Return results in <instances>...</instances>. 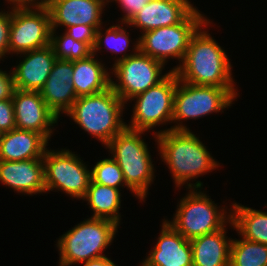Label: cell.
<instances>
[{
	"label": "cell",
	"mask_w": 267,
	"mask_h": 266,
	"mask_svg": "<svg viewBox=\"0 0 267 266\" xmlns=\"http://www.w3.org/2000/svg\"><path fill=\"white\" fill-rule=\"evenodd\" d=\"M209 20L192 36L182 64L171 70L182 82L194 85L235 87L228 55L208 31L203 30L205 26L212 23Z\"/></svg>",
	"instance_id": "7a4b0ae2"
},
{
	"label": "cell",
	"mask_w": 267,
	"mask_h": 266,
	"mask_svg": "<svg viewBox=\"0 0 267 266\" xmlns=\"http://www.w3.org/2000/svg\"><path fill=\"white\" fill-rule=\"evenodd\" d=\"M23 60L12 70L15 89L40 91L49 77L56 55L52 46L20 54Z\"/></svg>",
	"instance_id": "d6986e66"
},
{
	"label": "cell",
	"mask_w": 267,
	"mask_h": 266,
	"mask_svg": "<svg viewBox=\"0 0 267 266\" xmlns=\"http://www.w3.org/2000/svg\"><path fill=\"white\" fill-rule=\"evenodd\" d=\"M2 135H3V132L0 131V140H1V138H2Z\"/></svg>",
	"instance_id": "8d00e7d4"
},
{
	"label": "cell",
	"mask_w": 267,
	"mask_h": 266,
	"mask_svg": "<svg viewBox=\"0 0 267 266\" xmlns=\"http://www.w3.org/2000/svg\"><path fill=\"white\" fill-rule=\"evenodd\" d=\"M157 244L140 266H193L190 240L163 220Z\"/></svg>",
	"instance_id": "2e32d148"
},
{
	"label": "cell",
	"mask_w": 267,
	"mask_h": 266,
	"mask_svg": "<svg viewBox=\"0 0 267 266\" xmlns=\"http://www.w3.org/2000/svg\"><path fill=\"white\" fill-rule=\"evenodd\" d=\"M164 65L138 50L130 57L113 64L110 70H113L118 83L111 79V87L127 104L131 98L156 86L168 76L172 70L163 75Z\"/></svg>",
	"instance_id": "30bf717a"
},
{
	"label": "cell",
	"mask_w": 267,
	"mask_h": 266,
	"mask_svg": "<svg viewBox=\"0 0 267 266\" xmlns=\"http://www.w3.org/2000/svg\"><path fill=\"white\" fill-rule=\"evenodd\" d=\"M118 224L90 217L63 234L57 242L59 266H72L99 258L111 245Z\"/></svg>",
	"instance_id": "5b68a950"
},
{
	"label": "cell",
	"mask_w": 267,
	"mask_h": 266,
	"mask_svg": "<svg viewBox=\"0 0 267 266\" xmlns=\"http://www.w3.org/2000/svg\"><path fill=\"white\" fill-rule=\"evenodd\" d=\"M12 102L16 128L37 132L49 141L59 118L48 108L40 91L15 89Z\"/></svg>",
	"instance_id": "4fadbf2b"
},
{
	"label": "cell",
	"mask_w": 267,
	"mask_h": 266,
	"mask_svg": "<svg viewBox=\"0 0 267 266\" xmlns=\"http://www.w3.org/2000/svg\"><path fill=\"white\" fill-rule=\"evenodd\" d=\"M237 95L234 87L194 85L179 80L174 93L172 117V122L174 121L177 125L165 131H189V128L182 124V120H195L213 112H223L222 110L233 104Z\"/></svg>",
	"instance_id": "8992f818"
},
{
	"label": "cell",
	"mask_w": 267,
	"mask_h": 266,
	"mask_svg": "<svg viewBox=\"0 0 267 266\" xmlns=\"http://www.w3.org/2000/svg\"><path fill=\"white\" fill-rule=\"evenodd\" d=\"M231 226L242 238L267 245V212L233 203Z\"/></svg>",
	"instance_id": "603a6c76"
},
{
	"label": "cell",
	"mask_w": 267,
	"mask_h": 266,
	"mask_svg": "<svg viewBox=\"0 0 267 266\" xmlns=\"http://www.w3.org/2000/svg\"><path fill=\"white\" fill-rule=\"evenodd\" d=\"M83 266H118L107 256L95 258L83 263Z\"/></svg>",
	"instance_id": "e575fe53"
},
{
	"label": "cell",
	"mask_w": 267,
	"mask_h": 266,
	"mask_svg": "<svg viewBox=\"0 0 267 266\" xmlns=\"http://www.w3.org/2000/svg\"><path fill=\"white\" fill-rule=\"evenodd\" d=\"M189 189L186 196L180 199L173 220H166L184 238L192 240L218 231L227 223H231V210L227 215L224 207L222 210L218 209L214 201L200 190L202 188Z\"/></svg>",
	"instance_id": "52a82bcc"
},
{
	"label": "cell",
	"mask_w": 267,
	"mask_h": 266,
	"mask_svg": "<svg viewBox=\"0 0 267 266\" xmlns=\"http://www.w3.org/2000/svg\"><path fill=\"white\" fill-rule=\"evenodd\" d=\"M208 20L196 8L181 22L142 33L139 50L166 64L168 59L183 61L190 40L196 31Z\"/></svg>",
	"instance_id": "ba28073f"
},
{
	"label": "cell",
	"mask_w": 267,
	"mask_h": 266,
	"mask_svg": "<svg viewBox=\"0 0 267 266\" xmlns=\"http://www.w3.org/2000/svg\"><path fill=\"white\" fill-rule=\"evenodd\" d=\"M13 7H39L45 6L47 0H6Z\"/></svg>",
	"instance_id": "836d02e7"
},
{
	"label": "cell",
	"mask_w": 267,
	"mask_h": 266,
	"mask_svg": "<svg viewBox=\"0 0 267 266\" xmlns=\"http://www.w3.org/2000/svg\"><path fill=\"white\" fill-rule=\"evenodd\" d=\"M106 1H107V3H109V2H112V1L114 2V1H116V0H106Z\"/></svg>",
	"instance_id": "d590c367"
},
{
	"label": "cell",
	"mask_w": 267,
	"mask_h": 266,
	"mask_svg": "<svg viewBox=\"0 0 267 266\" xmlns=\"http://www.w3.org/2000/svg\"><path fill=\"white\" fill-rule=\"evenodd\" d=\"M106 4V0H47L51 29L84 24L97 30L102 27L101 14Z\"/></svg>",
	"instance_id": "5bb4252c"
},
{
	"label": "cell",
	"mask_w": 267,
	"mask_h": 266,
	"mask_svg": "<svg viewBox=\"0 0 267 266\" xmlns=\"http://www.w3.org/2000/svg\"><path fill=\"white\" fill-rule=\"evenodd\" d=\"M45 189L63 191L75 199H83L91 181V170L68 149L48 150L43 155Z\"/></svg>",
	"instance_id": "9c48e42d"
},
{
	"label": "cell",
	"mask_w": 267,
	"mask_h": 266,
	"mask_svg": "<svg viewBox=\"0 0 267 266\" xmlns=\"http://www.w3.org/2000/svg\"><path fill=\"white\" fill-rule=\"evenodd\" d=\"M102 27H99L96 30V36H95V43L93 46V54L98 52L99 50H102V46L105 43V47H108V49L111 50V53H123V56H120L114 61V64L124 60L131 55L135 54L139 50V39L135 41L134 53H128L126 54V49L129 47L130 39H129V33L123 28V26H120V24L112 25L111 27L107 28L105 30V33L102 32ZM101 48V49H100Z\"/></svg>",
	"instance_id": "d4e9b609"
},
{
	"label": "cell",
	"mask_w": 267,
	"mask_h": 266,
	"mask_svg": "<svg viewBox=\"0 0 267 266\" xmlns=\"http://www.w3.org/2000/svg\"><path fill=\"white\" fill-rule=\"evenodd\" d=\"M229 266H267V245L232 239Z\"/></svg>",
	"instance_id": "484cf974"
},
{
	"label": "cell",
	"mask_w": 267,
	"mask_h": 266,
	"mask_svg": "<svg viewBox=\"0 0 267 266\" xmlns=\"http://www.w3.org/2000/svg\"><path fill=\"white\" fill-rule=\"evenodd\" d=\"M15 90L13 72L0 69V100L12 99Z\"/></svg>",
	"instance_id": "d6a6232c"
},
{
	"label": "cell",
	"mask_w": 267,
	"mask_h": 266,
	"mask_svg": "<svg viewBox=\"0 0 267 266\" xmlns=\"http://www.w3.org/2000/svg\"><path fill=\"white\" fill-rule=\"evenodd\" d=\"M73 61L56 59L41 96L48 108L60 118L61 113H67L77 100L76 91L72 83Z\"/></svg>",
	"instance_id": "e0dca14e"
},
{
	"label": "cell",
	"mask_w": 267,
	"mask_h": 266,
	"mask_svg": "<svg viewBox=\"0 0 267 266\" xmlns=\"http://www.w3.org/2000/svg\"><path fill=\"white\" fill-rule=\"evenodd\" d=\"M0 182L18 193H46L42 158L23 161L0 160Z\"/></svg>",
	"instance_id": "ac0fdd59"
},
{
	"label": "cell",
	"mask_w": 267,
	"mask_h": 266,
	"mask_svg": "<svg viewBox=\"0 0 267 266\" xmlns=\"http://www.w3.org/2000/svg\"><path fill=\"white\" fill-rule=\"evenodd\" d=\"M154 135L162 161L168 165L174 184L178 188L184 183H187L188 189L201 188V181L194 184L188 181L219 167V162L213 159L207 147L190 130H160L154 132Z\"/></svg>",
	"instance_id": "6da1fadb"
},
{
	"label": "cell",
	"mask_w": 267,
	"mask_h": 266,
	"mask_svg": "<svg viewBox=\"0 0 267 266\" xmlns=\"http://www.w3.org/2000/svg\"><path fill=\"white\" fill-rule=\"evenodd\" d=\"M125 106L110 86L102 92L78 97L66 115L85 132L107 145L126 127L121 118Z\"/></svg>",
	"instance_id": "3957f363"
},
{
	"label": "cell",
	"mask_w": 267,
	"mask_h": 266,
	"mask_svg": "<svg viewBox=\"0 0 267 266\" xmlns=\"http://www.w3.org/2000/svg\"><path fill=\"white\" fill-rule=\"evenodd\" d=\"M65 31L74 40L87 43L93 49L96 30L92 26L84 24L72 25L67 27Z\"/></svg>",
	"instance_id": "f1b7e54d"
},
{
	"label": "cell",
	"mask_w": 267,
	"mask_h": 266,
	"mask_svg": "<svg viewBox=\"0 0 267 266\" xmlns=\"http://www.w3.org/2000/svg\"><path fill=\"white\" fill-rule=\"evenodd\" d=\"M9 35V54H22L46 47L51 38L48 7H13Z\"/></svg>",
	"instance_id": "7c38bea8"
},
{
	"label": "cell",
	"mask_w": 267,
	"mask_h": 266,
	"mask_svg": "<svg viewBox=\"0 0 267 266\" xmlns=\"http://www.w3.org/2000/svg\"><path fill=\"white\" fill-rule=\"evenodd\" d=\"M55 33L56 30H51L50 45L57 59L74 61L87 58L93 53L87 43L74 40L66 33L59 36Z\"/></svg>",
	"instance_id": "4316f807"
},
{
	"label": "cell",
	"mask_w": 267,
	"mask_h": 266,
	"mask_svg": "<svg viewBox=\"0 0 267 266\" xmlns=\"http://www.w3.org/2000/svg\"><path fill=\"white\" fill-rule=\"evenodd\" d=\"M91 181L116 189L125 186L130 189L125 183L121 168L113 158L99 160L91 168Z\"/></svg>",
	"instance_id": "83f0119b"
},
{
	"label": "cell",
	"mask_w": 267,
	"mask_h": 266,
	"mask_svg": "<svg viewBox=\"0 0 267 266\" xmlns=\"http://www.w3.org/2000/svg\"><path fill=\"white\" fill-rule=\"evenodd\" d=\"M16 128L12 99L0 100V131L6 133Z\"/></svg>",
	"instance_id": "f546056e"
},
{
	"label": "cell",
	"mask_w": 267,
	"mask_h": 266,
	"mask_svg": "<svg viewBox=\"0 0 267 266\" xmlns=\"http://www.w3.org/2000/svg\"><path fill=\"white\" fill-rule=\"evenodd\" d=\"M196 7L189 0H150L127 23L142 32L181 23Z\"/></svg>",
	"instance_id": "9a60e30c"
},
{
	"label": "cell",
	"mask_w": 267,
	"mask_h": 266,
	"mask_svg": "<svg viewBox=\"0 0 267 266\" xmlns=\"http://www.w3.org/2000/svg\"><path fill=\"white\" fill-rule=\"evenodd\" d=\"M144 131L125 127L106 145L123 172L125 183L139 201H145L154 179V164L145 141Z\"/></svg>",
	"instance_id": "277c9868"
},
{
	"label": "cell",
	"mask_w": 267,
	"mask_h": 266,
	"mask_svg": "<svg viewBox=\"0 0 267 266\" xmlns=\"http://www.w3.org/2000/svg\"><path fill=\"white\" fill-rule=\"evenodd\" d=\"M96 54L73 61L72 83L77 97L102 92L111 86V76L105 64L95 59Z\"/></svg>",
	"instance_id": "7402d4cb"
},
{
	"label": "cell",
	"mask_w": 267,
	"mask_h": 266,
	"mask_svg": "<svg viewBox=\"0 0 267 266\" xmlns=\"http://www.w3.org/2000/svg\"><path fill=\"white\" fill-rule=\"evenodd\" d=\"M222 229L190 240L193 266H229L232 238Z\"/></svg>",
	"instance_id": "44dd1931"
},
{
	"label": "cell",
	"mask_w": 267,
	"mask_h": 266,
	"mask_svg": "<svg viewBox=\"0 0 267 266\" xmlns=\"http://www.w3.org/2000/svg\"><path fill=\"white\" fill-rule=\"evenodd\" d=\"M150 0H116L119 3L123 13L121 18V25L126 24L135 14H137L142 7H144Z\"/></svg>",
	"instance_id": "1f68e13d"
},
{
	"label": "cell",
	"mask_w": 267,
	"mask_h": 266,
	"mask_svg": "<svg viewBox=\"0 0 267 266\" xmlns=\"http://www.w3.org/2000/svg\"><path fill=\"white\" fill-rule=\"evenodd\" d=\"M178 81L176 73L171 71L156 86L131 98L129 101L136 99V102L133 106L131 124H126V127L149 132V129H154L160 124L172 123L174 93Z\"/></svg>",
	"instance_id": "8fae6325"
},
{
	"label": "cell",
	"mask_w": 267,
	"mask_h": 266,
	"mask_svg": "<svg viewBox=\"0 0 267 266\" xmlns=\"http://www.w3.org/2000/svg\"><path fill=\"white\" fill-rule=\"evenodd\" d=\"M82 200L87 201L93 210L94 214L91 217L120 224L121 193L119 189L90 181L86 195Z\"/></svg>",
	"instance_id": "cb8c5ba5"
},
{
	"label": "cell",
	"mask_w": 267,
	"mask_h": 266,
	"mask_svg": "<svg viewBox=\"0 0 267 266\" xmlns=\"http://www.w3.org/2000/svg\"><path fill=\"white\" fill-rule=\"evenodd\" d=\"M9 12V13H8ZM12 11H0V60L9 55V35Z\"/></svg>",
	"instance_id": "4dcf8cb0"
},
{
	"label": "cell",
	"mask_w": 267,
	"mask_h": 266,
	"mask_svg": "<svg viewBox=\"0 0 267 266\" xmlns=\"http://www.w3.org/2000/svg\"><path fill=\"white\" fill-rule=\"evenodd\" d=\"M48 141L34 131L14 128L3 133L0 140V160L23 161L43 158Z\"/></svg>",
	"instance_id": "ffe728a7"
}]
</instances>
